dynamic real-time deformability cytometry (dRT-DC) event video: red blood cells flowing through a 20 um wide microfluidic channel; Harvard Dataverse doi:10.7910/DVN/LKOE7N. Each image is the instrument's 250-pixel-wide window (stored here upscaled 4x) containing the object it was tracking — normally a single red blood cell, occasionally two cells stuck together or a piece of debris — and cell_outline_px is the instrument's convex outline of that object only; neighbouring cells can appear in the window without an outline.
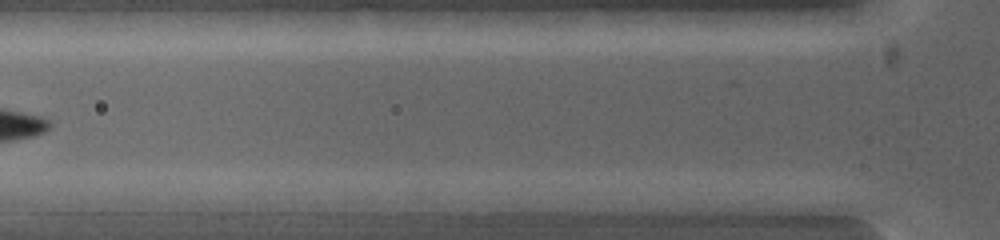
{"species": "common noctule bat (a hibernating species)", "species_latin": "Nyctalus noctula", "temperature_condition": "warm", "stored_images_in_passage": 5, "camera_frame_rate_fps": 5000, "um_per_image_px": 0.085, "animal": {"sex": "female", "body_mass_g": 19.0, "forearm_length_mm": 53.3}, "frame": {"image": 1, "passage_image": 5, "time_ms": 1.6, "image_size_px": [1000, 240], "cell_outline_px": [[788, 200], [780, 216], [772, 216], [700, 208], [688, 200], [724, 192]], "centroid_in_image_um": [63.04, 17.33], "position_along_channel_um": 62.8, "area_um2": 10.87}}